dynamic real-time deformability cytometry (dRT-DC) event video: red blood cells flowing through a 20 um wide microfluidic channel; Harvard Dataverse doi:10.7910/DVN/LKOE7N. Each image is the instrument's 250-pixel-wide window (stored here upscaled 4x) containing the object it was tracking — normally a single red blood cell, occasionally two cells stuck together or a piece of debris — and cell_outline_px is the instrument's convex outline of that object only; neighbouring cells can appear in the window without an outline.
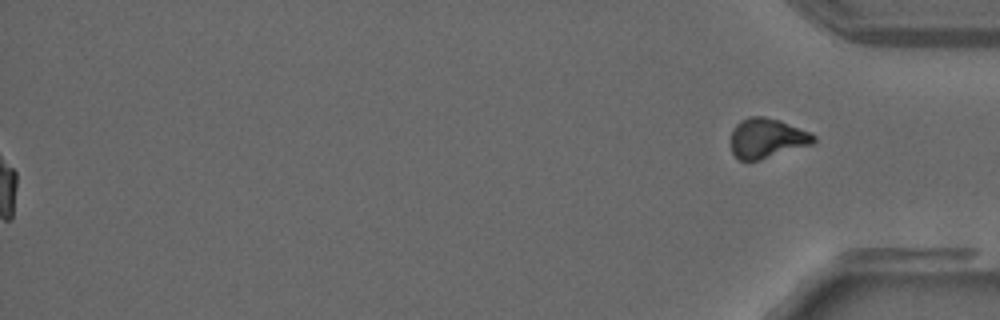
{"species": "common noctule bat (a hibernating species)", "species_latin": "Nyctalus noctula", "temperature_condition": "warm", "stored_images_in_passage": 39, "camera_frame_rate_fps": 3000, "um_per_image_px": 0.085, "animal": {"sex": "male", "forearm_length_mm": 52.5}, "frame": {"image": 1, "passage_image": 39, "time_ms": 12.667, "image_size_px": [1000, 320], "cell_outline_px": [[816, 140], [812, 144], [760, 160], [740, 160], [732, 152], [732, 132], [736, 124], [740, 120], [748, 116], [764, 116], [780, 120], [808, 132], [816, 136]], "centroid_in_image_um": [65.18, 11.74], "position_along_channel_um": 370.0, "area_um2": 19.02}}